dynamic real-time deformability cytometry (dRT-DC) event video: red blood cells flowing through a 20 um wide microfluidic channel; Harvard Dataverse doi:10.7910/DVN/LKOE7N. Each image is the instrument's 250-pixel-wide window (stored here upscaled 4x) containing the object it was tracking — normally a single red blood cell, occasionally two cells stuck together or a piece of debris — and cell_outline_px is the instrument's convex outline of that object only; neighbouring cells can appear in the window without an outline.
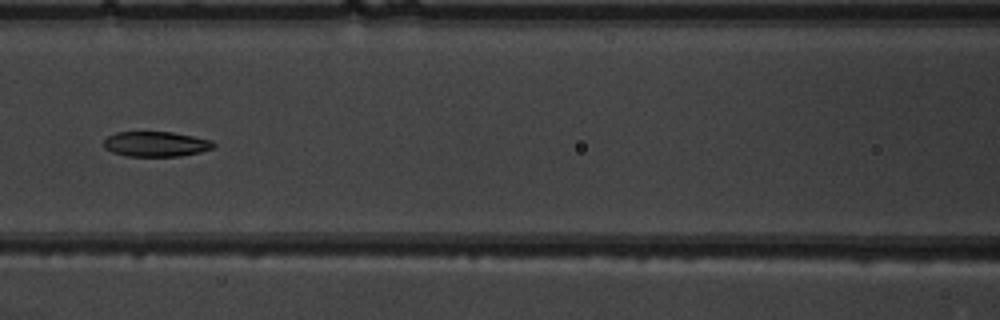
{"species": "common noctule bat (a hibernating species)", "species_latin": "Nyctalus noctula", "temperature_condition": "warm", "stored_images_in_passage": 6, "camera_frame_rate_fps": 3000, "um_per_image_px": 0.085, "animal": {"sex": "male", "body_mass_g": 19.5, "forearm_length_mm": 54.6}, "frame": {"image": 1, "passage_image": 6, "time_ms": 5.667, "image_size_px": [1000, 320], "cell_outline_px": [[216, 144], [212, 148], [200, 152], [180, 156], [128, 156], [112, 152], [104, 148], [104, 140], [108, 136], [116, 132], [172, 132], [212, 140]], "centroid_in_image_um": [13.25, 12.24], "position_along_channel_um": 153.4, "area_um2": 16.01}}